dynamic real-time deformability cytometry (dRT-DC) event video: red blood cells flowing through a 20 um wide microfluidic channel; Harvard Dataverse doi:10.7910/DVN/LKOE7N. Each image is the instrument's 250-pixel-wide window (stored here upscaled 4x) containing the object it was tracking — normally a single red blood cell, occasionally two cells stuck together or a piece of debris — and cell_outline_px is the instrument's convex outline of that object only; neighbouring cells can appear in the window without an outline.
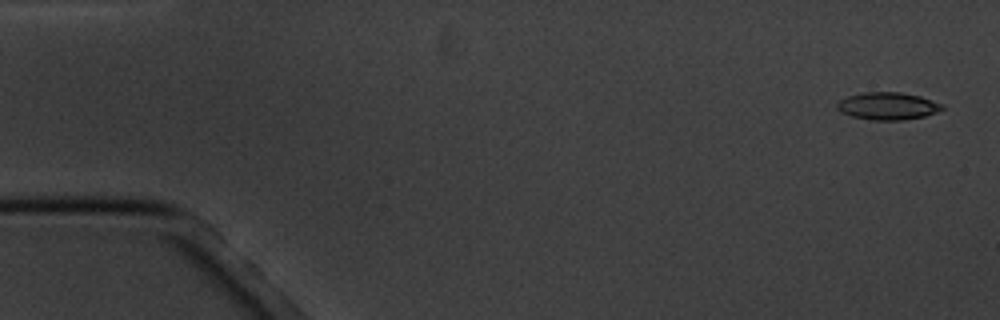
{"species": "common noctule bat (a hibernating species)", "species_latin": "Nyctalus noctula", "temperature_condition": "cold", "stored_images_in_passage": 16, "camera_frame_rate_fps": 3000, "um_per_image_px": 0.085, "animal": {"sex": "male", "body_mass_g": 20.1, "forearm_length_mm": 53.5}, "frame": {"image": 1, "passage_image": 1, "time_ms": 0.0, "image_size_px": [1000, 320], "cell_outline_px": [[944, 108], [936, 112], [924, 116], [904, 120], [872, 120], [852, 116], [840, 112], [836, 108], [836, 104], [840, 100], [848, 96], [864, 92], [900, 92], [920, 96], [944, 104]], "centroid_in_image_um": [75.45, 9.01], "position_along_channel_um": 9.5, "area_um2": 16.82}}
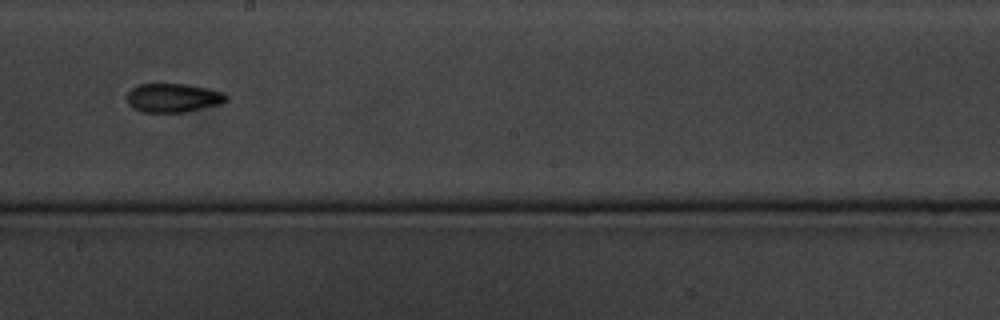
{"frame": {"image": 2, "passage_image": 9, "time_ms": 10.0, "image_size_px": [1000, 320], "cell_outline_px": [[228, 100], [220, 104], [184, 112], [140, 112], [132, 108], [128, 104], [128, 92], [132, 88], [140, 84], [184, 84], [224, 92], [228, 96]], "centroid_in_image_um": [14.71, 8.32], "position_along_channel_um": 233.5, "area_um2": 16.59}}
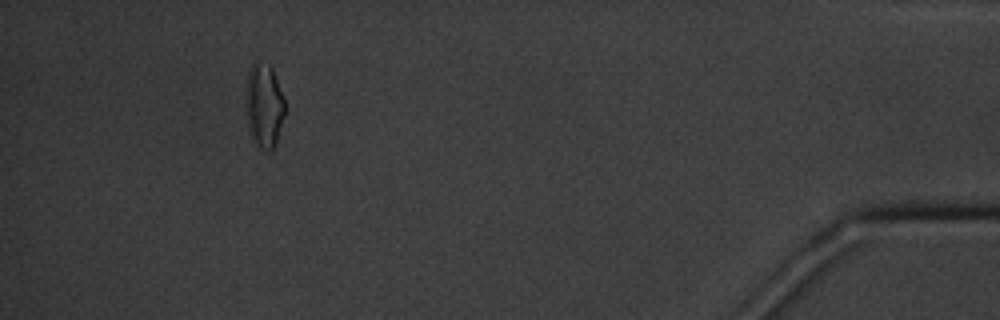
{"frame": {"image": 3, "passage_image": 15, "time_ms": 17.0, "image_size_px": [1000, 320], "cell_outline_px": [[284, 116], [276, 144], [272, 148], [256, 148], [248, 132], [244, 104], [244, 96], [248, 72], [252, 60], [268, 64], [272, 68], [284, 96]], "centroid_in_image_um": [22.39, 8.95], "position_along_channel_um": 412.8, "area_um2": 19.83}, "authors_computed_cell_mechanics": {"area_um2": 16.5886, "velocity_mm_per_s": 3.4597, "shape_relaxation_time_tau1_ms": 4.6357, "shape_relaxation_time_tau2_ms": 7.6318, "deformation_change_tau1": 0.1181, "deformation_change_tau2": 0.1437}}